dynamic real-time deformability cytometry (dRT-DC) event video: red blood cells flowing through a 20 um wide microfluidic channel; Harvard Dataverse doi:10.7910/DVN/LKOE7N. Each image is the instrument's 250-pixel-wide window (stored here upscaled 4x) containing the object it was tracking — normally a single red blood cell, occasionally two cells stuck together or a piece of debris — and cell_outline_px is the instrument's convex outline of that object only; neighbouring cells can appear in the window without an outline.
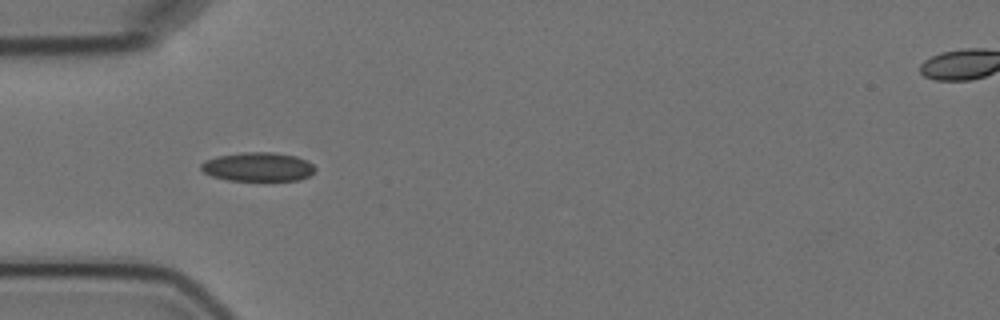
{"species": "Egyptian fruit bat (a non-hibernating species)", "species_latin": "Rousettus aegyptiacus", "temperature_condition": "cold", "stored_images_in_passage": 5, "camera_frame_rate_fps": 3000, "um_per_image_px": 0.085, "animal": {"sex": "female"}, "frame": {"image": 1, "passage_image": 4, "time_ms": 4.333, "image_size_px": [1000, 320], "cell_outline_px": [[316, 168], [308, 176], [300, 180], [264, 184], [228, 180], [212, 176], [204, 172], [200, 168], [200, 164], [204, 160], [216, 156], [240, 152], [272, 152], [296, 156], [308, 160]], "centroid_in_image_um": [21.93, 14.23], "position_along_channel_um": 63.1, "area_um2": 20.35}}
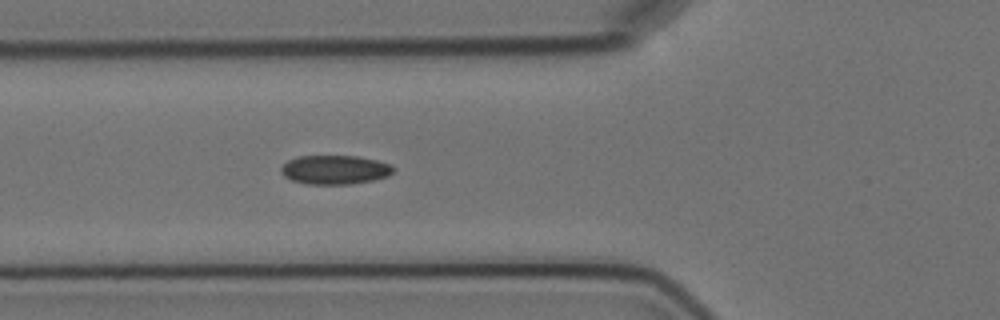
{"frame": {"image": 2, "passage_image": 5, "time_ms": 5.333, "image_size_px": [1000, 320], "cell_outline_px": [[396, 168], [388, 176], [372, 180], [348, 184], [304, 184], [292, 180], [284, 176], [280, 172], [280, 168], [288, 160], [296, 156], [356, 156], [376, 160], [392, 164]], "centroid_in_image_um": [28.45, 14.42], "position_along_channel_um": 97.3, "area_um2": 19.07}}